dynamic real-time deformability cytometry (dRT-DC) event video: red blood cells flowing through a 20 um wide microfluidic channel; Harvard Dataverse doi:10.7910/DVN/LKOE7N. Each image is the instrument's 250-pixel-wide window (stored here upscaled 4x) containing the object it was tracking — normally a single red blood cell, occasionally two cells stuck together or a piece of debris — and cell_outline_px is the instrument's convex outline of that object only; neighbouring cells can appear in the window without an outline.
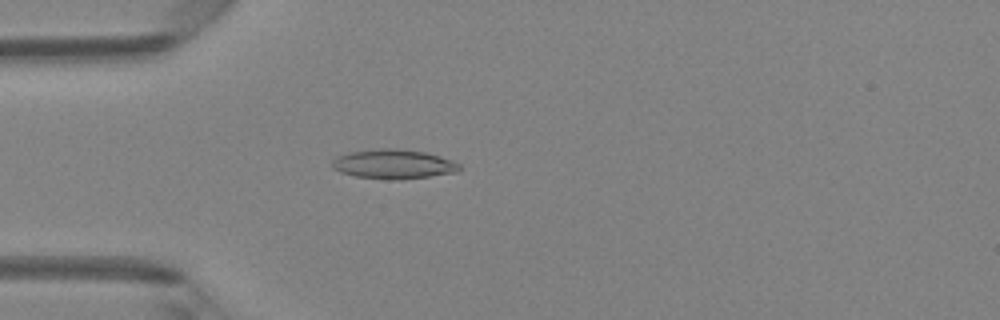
{"species": "Egyptian fruit bat (a non-hibernating species)", "species_latin": "Rousettus aegyptiacus", "temperature_condition": "room temperature", "stored_images_in_passage": 32, "camera_frame_rate_fps": 3000, "um_per_image_px": 0.085, "animal": {"sex": "female"}, "frame": {"image": 1, "passage_image": 14, "time_ms": 4.333, "image_size_px": [1000, 320], "cell_outline_px": [[460, 168], [456, 172], [428, 176], [396, 180], [392, 180], [356, 176], [340, 172], [332, 168], [332, 160], [336, 156], [348, 152], [380, 148], [396, 148], [424, 152], [440, 156], [452, 160], [460, 164]], "centroid_in_image_um": [33.41, 13.94], "position_along_channel_um": 51.6, "area_um2": 21.79}}
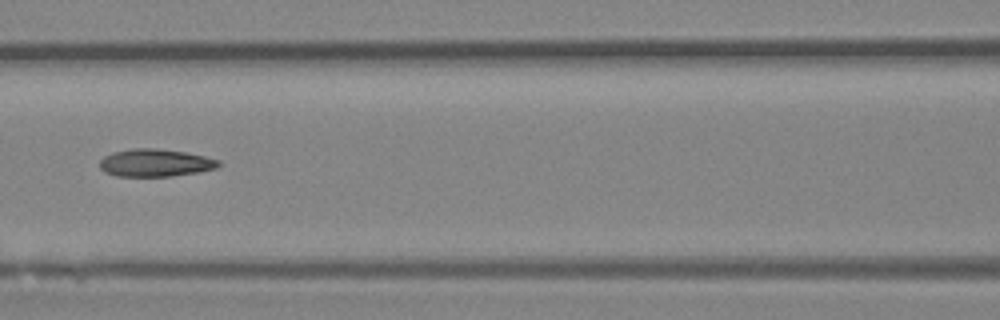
{"frame": {"image": 2, "passage_image": 22, "time_ms": 7.0, "image_size_px": [1000, 320], "cell_outline_px": [[220, 164], [216, 168], [196, 172], [172, 176], [116, 176], [104, 172], [100, 168], [100, 160], [104, 156], [112, 152], [132, 148], [156, 148], [184, 152], [204, 156], [220, 160]], "centroid_in_image_um": [13.16, 13.83], "position_along_channel_um": 153.4, "area_um2": 19.07}}
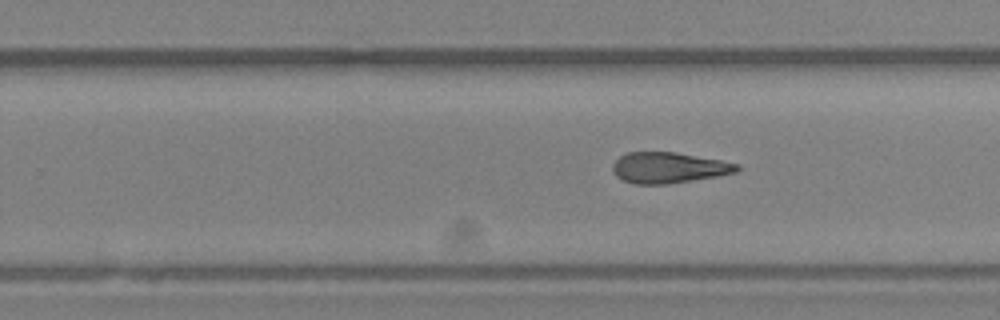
{"frame": {"image": 3, "passage_image": 32, "time_ms": 10.333, "image_size_px": [1000, 320], "cell_outline_px": [[740, 168], [736, 172], [716, 176], [668, 184], [632, 184], [616, 176], [612, 172], [612, 164], [620, 156], [628, 152], [676, 152], [720, 160], [736, 164]], "centroid_in_image_um": [56.78, 14.25], "position_along_channel_um": 273.0, "area_um2": 22.2}}